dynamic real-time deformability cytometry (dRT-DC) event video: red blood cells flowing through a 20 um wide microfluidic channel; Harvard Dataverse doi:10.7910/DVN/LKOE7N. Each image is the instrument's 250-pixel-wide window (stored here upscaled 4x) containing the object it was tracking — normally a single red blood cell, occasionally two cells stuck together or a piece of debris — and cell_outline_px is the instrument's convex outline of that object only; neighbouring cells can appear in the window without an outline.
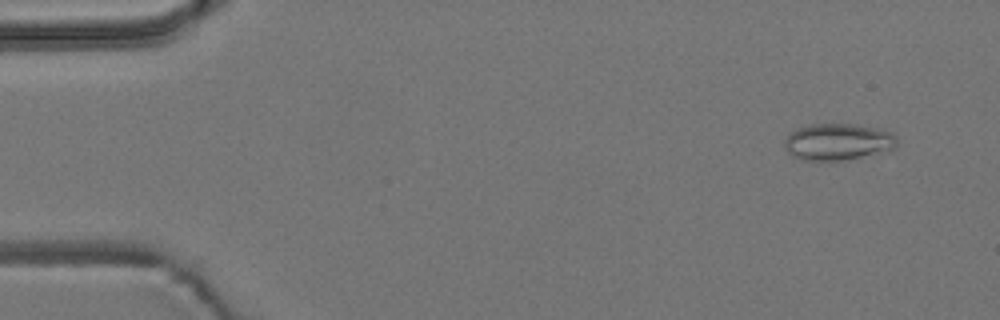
{"species": "common noctule bat (a hibernating species)", "species_latin": "Nyctalus noctula", "temperature_condition": "room temperature", "stored_images_in_passage": 55, "camera_frame_rate_fps": 3000, "um_per_image_px": 0.085, "animal": {"sex": "male", "body_mass_g": 19.2, "forearm_length_mm": 51.8}, "frame": {"image": 1, "passage_image": 4, "time_ms": 1.0, "image_size_px": [1000, 320], "cell_outline_px": [[896, 148], [888, 152], [848, 160], [804, 160], [792, 156], [784, 148], [784, 140], [796, 128], [808, 124], [856, 124], [876, 128], [892, 132], [896, 136]], "centroid_in_image_um": [71.25, 12.06], "position_along_channel_um": 13.7, "area_um2": 24.45}}
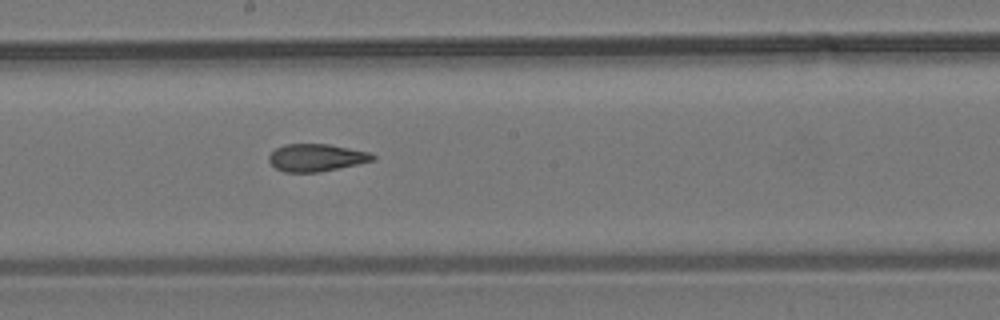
{"frame": {"image": 2, "passage_image": 30, "time_ms": 9.667, "image_size_px": [1000, 320], "cell_outline_px": [[376, 160], [320, 172], [284, 172], [276, 168], [268, 160], [268, 156], [276, 148], [284, 144], [328, 144], [368, 152], [376, 156]], "centroid_in_image_um": [26.88, 13.4], "position_along_channel_um": 221.3, "area_um2": 16.53}}
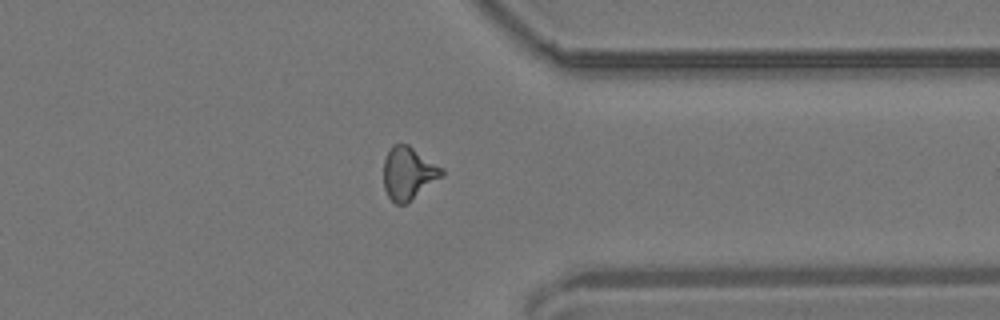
{"frame": {"image": 3, "passage_image": 43, "time_ms": 14.0, "image_size_px": [1000, 320], "cell_outline_px": [[444, 176], [404, 204], [396, 204], [388, 196], [384, 188], [384, 160], [392, 144], [408, 144], [444, 168]], "centroid_in_image_um": [34.73, 14.7], "position_along_channel_um": 376.7, "area_um2": 17.8}, "authors_computed_cell_mechanics": {"area_um2": 17.4556, "velocity_mm_per_s": 3.7244, "shape_relaxation_time_tau1_ms": null, "shape_relaxation_time_tau2_ms": 2.7246, "deformation_change_tau1": null, "deformation_change_tau2": 0.1012}}